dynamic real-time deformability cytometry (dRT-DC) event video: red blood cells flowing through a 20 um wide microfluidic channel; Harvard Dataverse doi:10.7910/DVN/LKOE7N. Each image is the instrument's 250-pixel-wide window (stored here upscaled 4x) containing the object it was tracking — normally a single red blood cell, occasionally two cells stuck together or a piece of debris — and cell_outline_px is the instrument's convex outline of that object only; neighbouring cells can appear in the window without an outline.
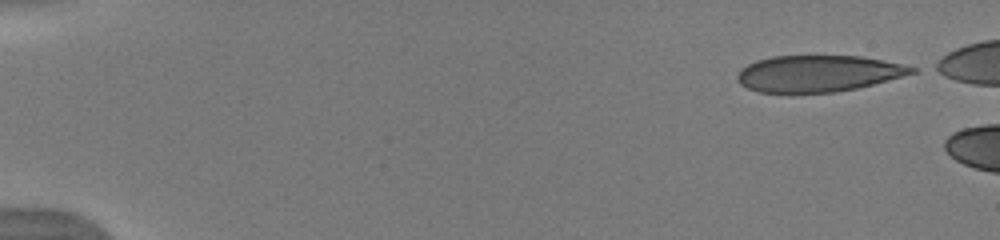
{"species": "human", "species_latin": "Homo sapiens", "temperature_condition": "warm", "stored_images_in_passage": 6, "camera_frame_rate_fps": 3000, "um_per_image_px": 0.085, "donor": {"sex": "male"}, "frame": {"image": 1, "passage_image": 1, "time_ms": 0.0, "image_size_px": [1000, 240], "cell_outline_px": [[916, 72], [872, 84], [856, 88], [836, 92], [760, 92], [748, 88], [740, 84], [736, 80], [736, 76], [740, 68], [756, 60], [772, 56], [860, 56], [904, 64], [916, 68]], "centroid_in_image_um": [69.5, 6.24], "position_along_channel_um": 15.5, "area_um2": 36.82}}